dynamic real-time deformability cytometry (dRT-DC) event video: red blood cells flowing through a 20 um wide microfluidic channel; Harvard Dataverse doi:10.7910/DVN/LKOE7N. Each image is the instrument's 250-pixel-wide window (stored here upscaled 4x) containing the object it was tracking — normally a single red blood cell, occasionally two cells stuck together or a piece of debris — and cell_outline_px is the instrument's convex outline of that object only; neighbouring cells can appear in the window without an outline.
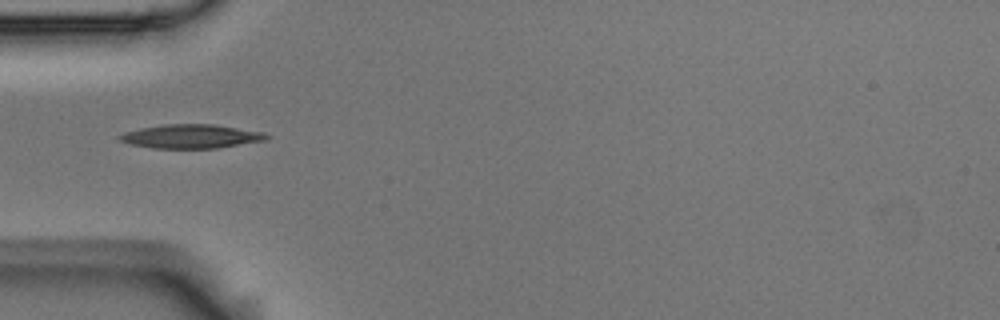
{"species": "Egyptian fruit bat (a non-hibernating species)", "species_latin": "Rousettus aegyptiacus", "temperature_condition": "room temperature", "stored_images_in_passage": 14, "camera_frame_rate_fps": 3000, "um_per_image_px": 0.085, "animal": {"sex": "male"}, "frame": {"image": 1, "passage_image": 4, "time_ms": 1.0, "image_size_px": [1000, 320], "cell_outline_px": [[272, 136], [264, 140], [220, 148], [152, 148], [128, 144], [120, 140], [116, 136], [124, 132], [140, 128], [164, 124], [212, 124], [264, 132]], "centroid_in_image_um": [16.22, 11.59], "position_along_channel_um": 68.8, "area_um2": 20.52}}
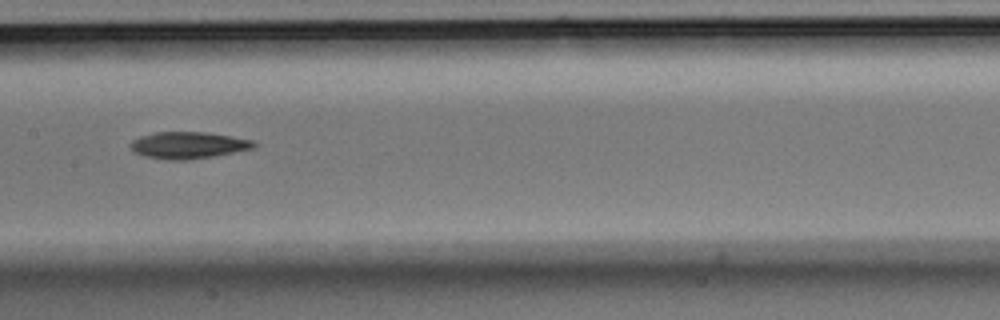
{"frame": {"image": 2, "passage_image": 7, "time_ms": 2.0, "image_size_px": [1000, 320], "cell_outline_px": [[260, 144], [256, 148], [212, 156], [184, 160], [172, 160], [144, 156], [136, 152], [132, 148], [132, 140], [140, 136], [156, 132], [204, 132], [252, 140]], "centroid_in_image_um": [16.05, 12.34], "position_along_channel_um": 191.4, "area_um2": 18.96}}
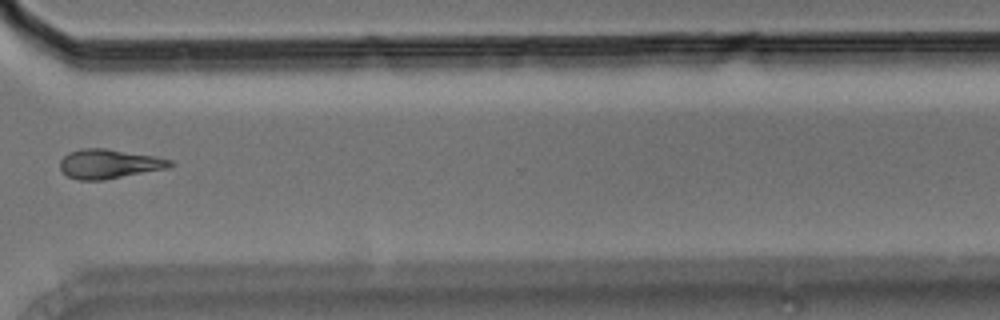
{"frame": {"image": 3, "passage_image": 11, "time_ms": 3.333, "image_size_px": [1000, 320], "cell_outline_px": [[176, 164], [168, 168], [104, 180], [80, 180], [68, 176], [60, 168], [60, 160], [68, 152], [84, 148], [104, 148], [156, 156], [172, 160]], "centroid_in_image_um": [9.3, 13.92], "position_along_channel_um": 361.3, "area_um2": 18.84}}